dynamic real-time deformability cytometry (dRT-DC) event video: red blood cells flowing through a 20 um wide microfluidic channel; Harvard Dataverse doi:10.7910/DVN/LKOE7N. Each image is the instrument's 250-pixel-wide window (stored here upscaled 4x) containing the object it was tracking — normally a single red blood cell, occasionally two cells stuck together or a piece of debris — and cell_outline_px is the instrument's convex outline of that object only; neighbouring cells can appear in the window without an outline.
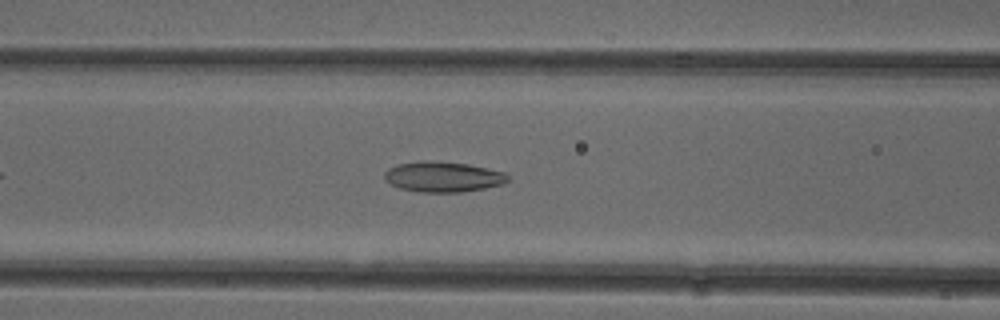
{"species": "common noctule bat (a hibernating species)", "species_latin": "Nyctalus noctula", "temperature_condition": "cold", "stored_images_in_passage": 39, "camera_frame_rate_fps": 3000, "um_per_image_px": 0.085, "animal": {"sex": "female"}, "frame": {"image": 1, "passage_image": 11, "time_ms": 3.333, "image_size_px": [1000, 320], "cell_outline_px": [[508, 180], [504, 184], [484, 188], [460, 192], [420, 192], [400, 188], [384, 180], [384, 172], [388, 168], [396, 164], [424, 160], [468, 164], [504, 172], [508, 176]], "centroid_in_image_um": [37.62, 15.02], "position_along_channel_um": 129.0, "area_um2": 21.79}}
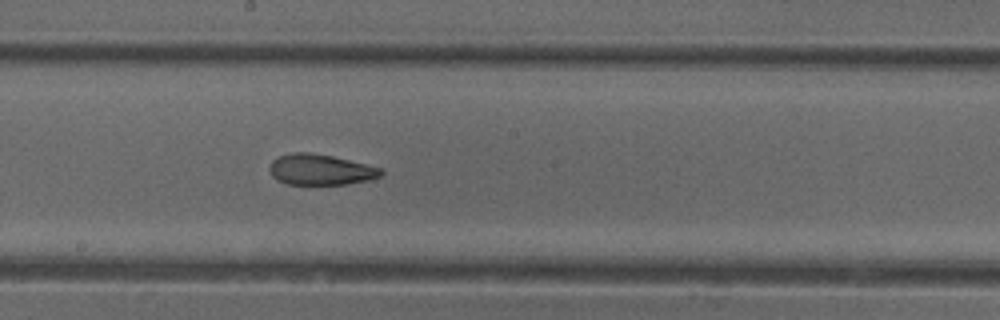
{"frame": {"image": 2, "passage_image": 18, "time_ms": 5.667, "image_size_px": [1000, 320], "cell_outline_px": [[384, 172], [380, 176], [368, 180], [348, 184], [288, 184], [276, 180], [272, 176], [268, 168], [272, 160], [280, 156], [292, 152], [308, 152], [332, 156], [384, 168]], "centroid_in_image_um": [27.24, 14.42], "position_along_channel_um": 221.0, "area_um2": 20.06}}
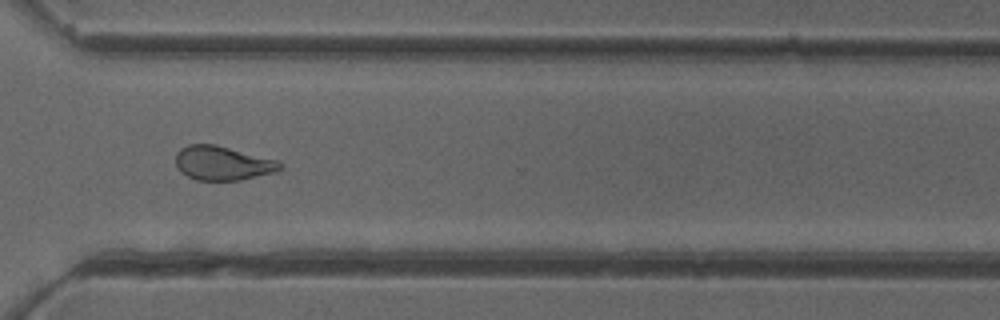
{"frame": {"image": 3, "passage_image": 28, "time_ms": 9.0, "image_size_px": [1000, 320], "cell_outline_px": [[284, 168], [276, 172], [240, 180], [196, 180], [180, 172], [176, 168], [176, 152], [180, 148], [188, 144], [216, 144], [280, 160], [284, 164]], "centroid_in_image_um": [18.96, 13.86], "position_along_channel_um": 351.6, "area_um2": 21.21}, "authors_computed_cell_mechanics": {"area_um2": 21.2704, "velocity_mm_per_s": 3.9292, "shape_relaxation_time_tau1_ms": 8.7133, "shape_relaxation_time_tau2_ms": 3.296, "deformation_change_tau1": 0.1888, "deformation_change_tau2": 0.105}}